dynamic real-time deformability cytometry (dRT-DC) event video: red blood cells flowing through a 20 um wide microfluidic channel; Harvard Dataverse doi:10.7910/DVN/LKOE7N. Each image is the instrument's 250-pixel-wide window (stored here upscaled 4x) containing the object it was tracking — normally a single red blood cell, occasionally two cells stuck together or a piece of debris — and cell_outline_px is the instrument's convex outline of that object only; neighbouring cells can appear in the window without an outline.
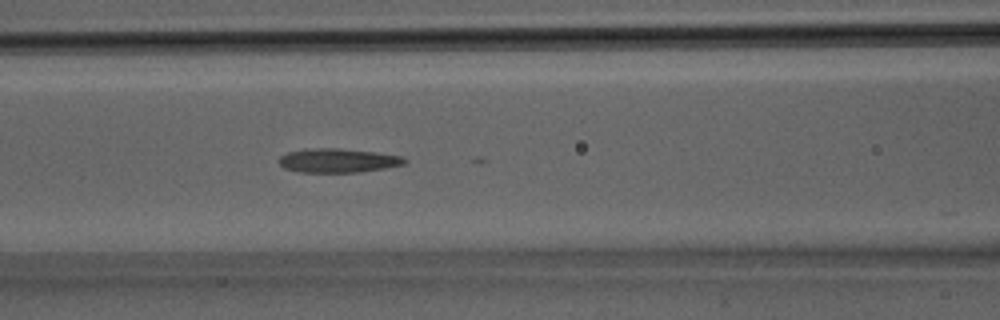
{"species": "Egyptian fruit bat (a non-hibernating species)", "species_latin": "Rousettus aegyptiacus", "temperature_condition": "room temperature", "stored_images_in_passage": 15, "camera_frame_rate_fps": 3000, "um_per_image_px": 0.085, "animal": {"sex": "male"}, "frame": {"image": 1, "passage_image": 13, "time_ms": 4.0, "image_size_px": [1000, 320], "cell_outline_px": [[408, 160], [404, 164], [384, 168], [360, 172], [296, 172], [284, 168], [276, 160], [280, 156], [288, 152], [304, 148], [340, 148], [376, 152], [404, 156]], "centroid_in_image_um": [28.7, 13.63], "position_along_channel_um": 137.9, "area_um2": 17.86}}
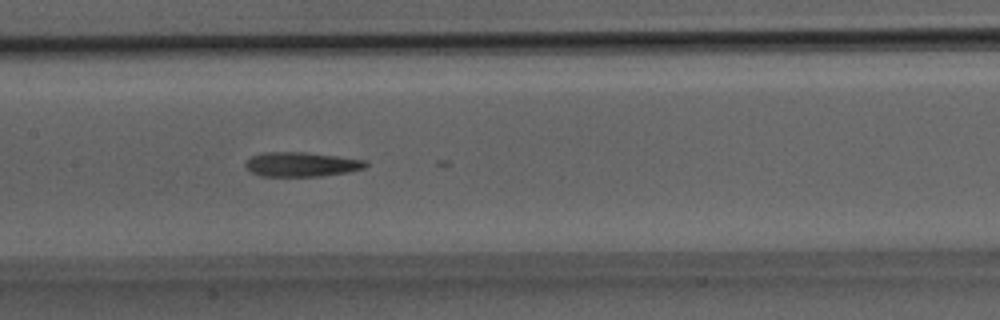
{"frame": {"image": 2, "passage_image": 15, "time_ms": 4.667, "image_size_px": [1000, 320], "cell_outline_px": [[368, 164], [364, 168], [348, 172], [324, 176], [260, 176], [244, 168], [244, 164], [252, 156], [264, 152], [308, 152], [364, 160]], "centroid_in_image_um": [25.6, 13.97], "position_along_channel_um": 181.8, "area_um2": 17.17}}